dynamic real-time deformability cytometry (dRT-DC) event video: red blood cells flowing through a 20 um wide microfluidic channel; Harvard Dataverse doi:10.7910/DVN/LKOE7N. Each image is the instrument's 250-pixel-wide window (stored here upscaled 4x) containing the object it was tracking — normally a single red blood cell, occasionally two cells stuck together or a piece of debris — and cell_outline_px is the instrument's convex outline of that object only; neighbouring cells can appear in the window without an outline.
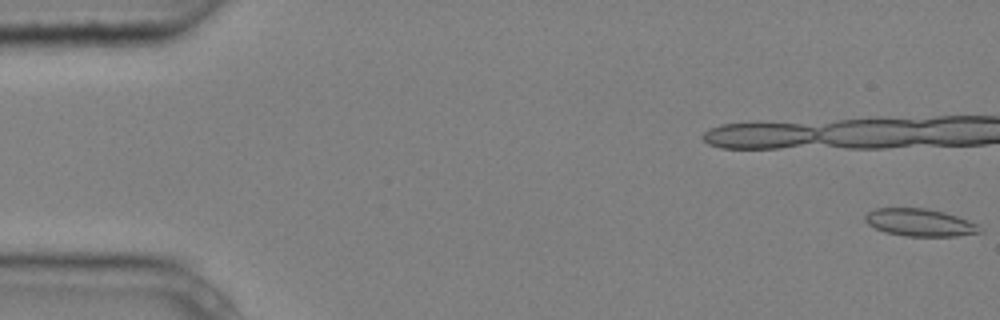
{"species": "common noctule bat (a hibernating species)", "species_latin": "Nyctalus noctula", "temperature_condition": "cold", "stored_images_in_passage": 8, "camera_frame_rate_fps": 3000, "um_per_image_px": 0.085, "animal": {"sex": "male", "body_mass_g": 20.4}, "frame": {"image": 1, "passage_image": 1, "time_ms": 0.0, "image_size_px": [1000, 320], "cell_outline_px": [[984, 232], [956, 236], [904, 236], [884, 232], [868, 224], [864, 220], [864, 216], [868, 212], [876, 208], [924, 208], [944, 212], [956, 216], [976, 224]], "centroid_in_image_um": [78.15, 18.92], "position_along_channel_um": 6.8, "area_um2": 18.26}}
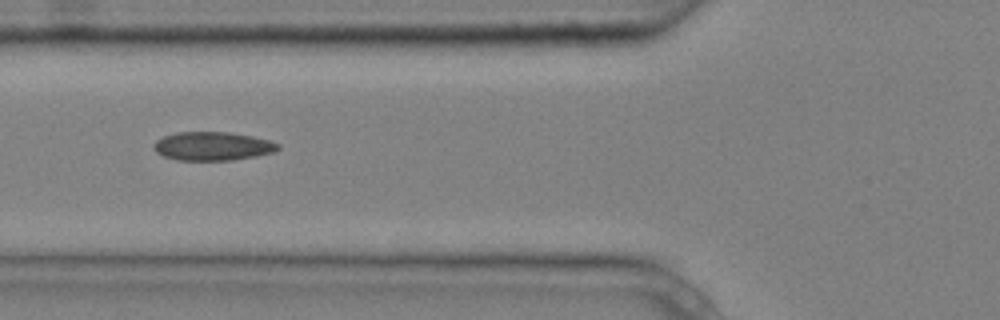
{"frame": {"image": 2, "passage_image": 8, "time_ms": 2.333, "image_size_px": [1000, 320], "cell_outline_px": [[280, 148], [276, 152], [256, 156], [232, 160], [176, 160], [164, 156], [156, 152], [152, 148], [156, 140], [164, 136], [176, 132], [228, 132], [252, 136], [268, 140], [280, 144]], "centroid_in_image_um": [18.08, 12.42], "position_along_channel_um": 107.7, "area_um2": 20.81}}